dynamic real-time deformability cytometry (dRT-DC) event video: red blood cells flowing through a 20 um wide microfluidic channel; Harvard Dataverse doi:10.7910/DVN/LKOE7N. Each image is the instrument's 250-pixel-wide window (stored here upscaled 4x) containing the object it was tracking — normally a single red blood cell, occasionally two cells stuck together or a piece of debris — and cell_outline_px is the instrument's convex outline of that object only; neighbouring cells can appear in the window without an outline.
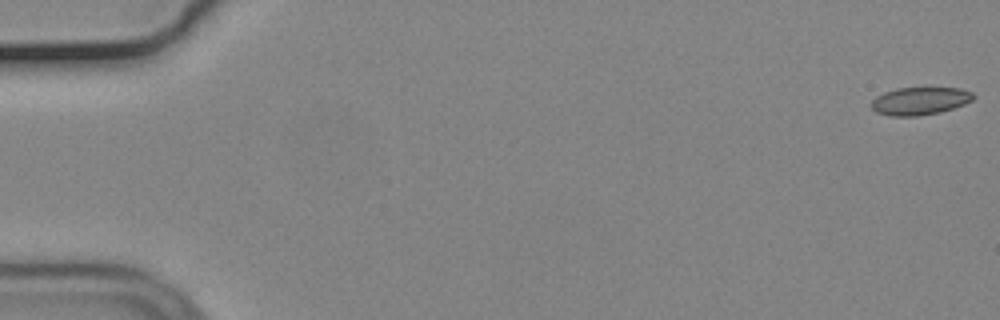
{"species": "common noctule bat (a hibernating species)", "species_latin": "Nyctalus noctula", "temperature_condition": "cold", "stored_images_in_passage": 56, "camera_frame_rate_fps": 3000, "um_per_image_px": 0.085, "animal": {"sex": "male", "body_mass_g": 19.2, "forearm_length_mm": 51.8}, "frame": {"image": 1, "passage_image": 1, "time_ms": 0.0, "image_size_px": [1000, 320], "cell_outline_px": [[976, 96], [972, 100], [964, 104], [940, 112], [916, 116], [892, 116], [876, 112], [872, 108], [872, 100], [876, 96], [884, 92], [896, 88], [928, 84], [960, 88], [972, 92]], "centroid_in_image_um": [78.23, 8.51], "position_along_channel_um": 6.8, "area_um2": 17.34}}
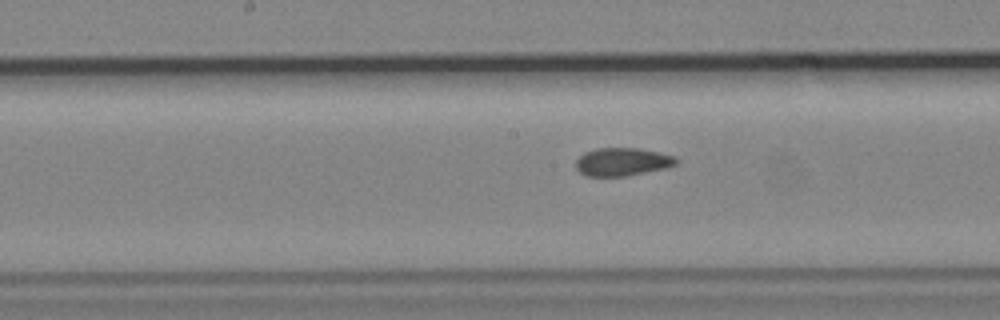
{"frame": {"image": 2, "passage_image": 29, "time_ms": 9.333, "image_size_px": [1000, 320], "cell_outline_px": [[676, 164], [664, 168], [624, 176], [588, 176], [580, 172], [576, 168], [576, 160], [584, 152], [596, 148], [640, 148], [660, 152], [676, 156]], "centroid_in_image_um": [52.88, 13.74], "position_along_channel_um": 195.3, "area_um2": 16.3}}
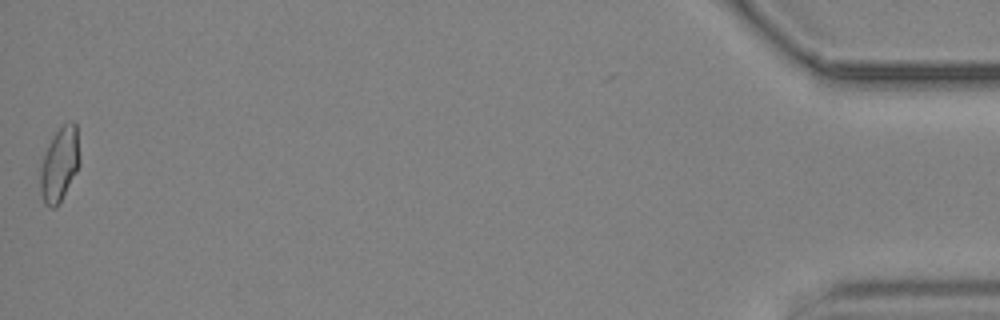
{"frame": {"image": 3, "passage_image": 56, "time_ms": 18.333, "image_size_px": [1000, 320], "cell_outline_px": [[80, 164], [60, 204], [56, 208], [48, 208], [44, 204], [40, 192], [40, 168], [48, 144], [52, 136], [64, 124], [72, 120], [76, 124], [80, 156]], "centroid_in_image_um": [5.06, 14.01], "position_along_channel_um": 430.1, "area_um2": 17.28}, "authors_computed_cell_mechanics": {"area_um2": 16.762, "velocity_mm_per_s": 3.6938, "shape_relaxation_time_tau1_ms": null, "shape_relaxation_time_tau2_ms": 2.272, "deformation_change_tau1": null, "deformation_change_tau2": 0.061}}